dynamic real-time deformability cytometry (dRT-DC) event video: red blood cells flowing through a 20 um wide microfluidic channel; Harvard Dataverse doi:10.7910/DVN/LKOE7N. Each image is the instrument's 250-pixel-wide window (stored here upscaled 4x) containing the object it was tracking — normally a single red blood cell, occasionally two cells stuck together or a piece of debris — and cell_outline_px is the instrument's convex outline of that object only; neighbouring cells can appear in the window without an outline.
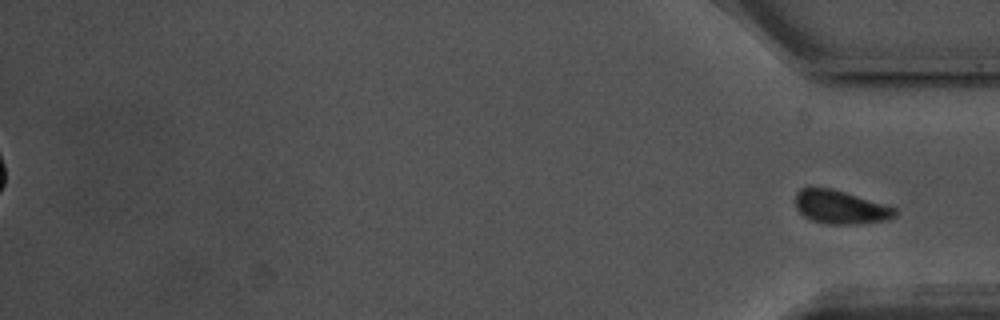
{"species": "common noctule bat (a hibernating species)", "species_latin": "Nyctalus noctula", "temperature_condition": "warm", "stored_images_in_passage": 59, "segment_of_instrument_passage": [2, 2], "camera_frame_rate_fps": 3000, "um_per_image_px": 0.085, "animal": {"sex": "male", "body_mass_g": 17.5, "forearm_length_mm": 52.3}, "frame": {"image": 1, "passage_image": 59, "time_ms": 19.333, "image_size_px": [1000, 320], "cell_outline_px": [[900, 212], [896, 216], [888, 220], [848, 224], [828, 224], [812, 220], [804, 216], [796, 208], [796, 192], [800, 188], [808, 184], [812, 184], [832, 188], [884, 204], [896, 208]], "centroid_in_image_um": [71.4, 17.56], "position_along_channel_um": 363.8, "area_um2": 19.83}}